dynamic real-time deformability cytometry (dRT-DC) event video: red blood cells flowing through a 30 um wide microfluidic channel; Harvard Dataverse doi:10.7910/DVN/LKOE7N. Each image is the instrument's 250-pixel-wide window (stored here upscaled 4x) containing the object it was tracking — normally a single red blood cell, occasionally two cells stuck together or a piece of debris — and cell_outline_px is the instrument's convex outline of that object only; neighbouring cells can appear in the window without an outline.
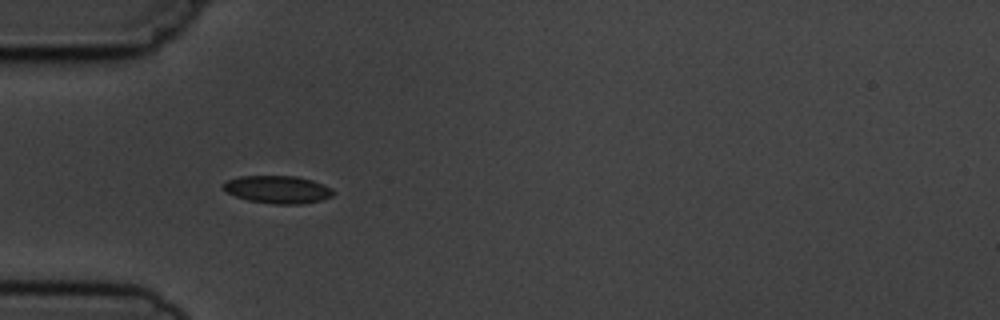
{"species": "common noctule bat (a hibernating species)", "species_latin": "Nyctalus noctula", "temperature_condition": "cold", "stored_images_in_passage": 6, "camera_frame_rate_fps": 3000, "um_per_image_px": 0.085, "animal": {"sex": "male", "body_mass_g": 19.5, "forearm_length_mm": 54.6}, "frame": {"image": 1, "passage_image": 5, "time_ms": 4.667, "image_size_px": [1000, 320], "cell_outline_px": [[336, 192], [332, 196], [320, 200], [304, 204], [276, 204], [248, 200], [236, 196], [220, 188], [228, 180], [240, 176], [296, 176], [312, 180], [332, 188]], "centroid_in_image_um": [23.63, 16.11], "position_along_channel_um": 61.4, "area_um2": 17.69}}
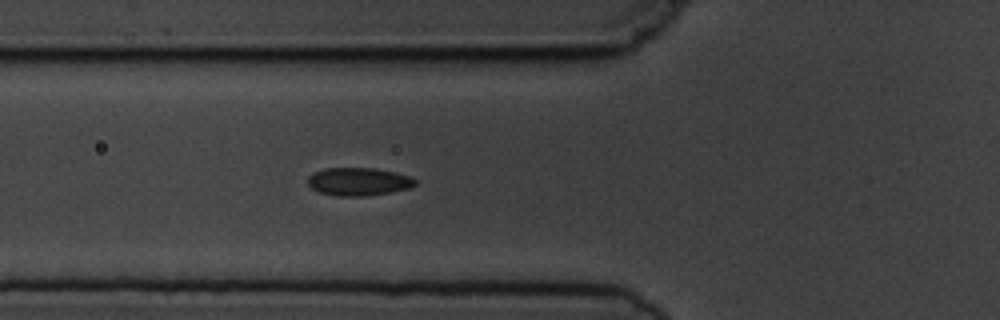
{"frame": {"image": 2, "passage_image": 6, "time_ms": 5.667, "image_size_px": [1000, 320], "cell_outline_px": [[416, 184], [412, 188], [364, 196], [336, 196], [320, 192], [312, 188], [308, 184], [308, 176], [312, 172], [324, 168], [376, 168], [396, 172], [412, 176], [416, 180]], "centroid_in_image_um": [30.49, 15.42], "position_along_channel_um": 95.3, "area_um2": 17.69}}